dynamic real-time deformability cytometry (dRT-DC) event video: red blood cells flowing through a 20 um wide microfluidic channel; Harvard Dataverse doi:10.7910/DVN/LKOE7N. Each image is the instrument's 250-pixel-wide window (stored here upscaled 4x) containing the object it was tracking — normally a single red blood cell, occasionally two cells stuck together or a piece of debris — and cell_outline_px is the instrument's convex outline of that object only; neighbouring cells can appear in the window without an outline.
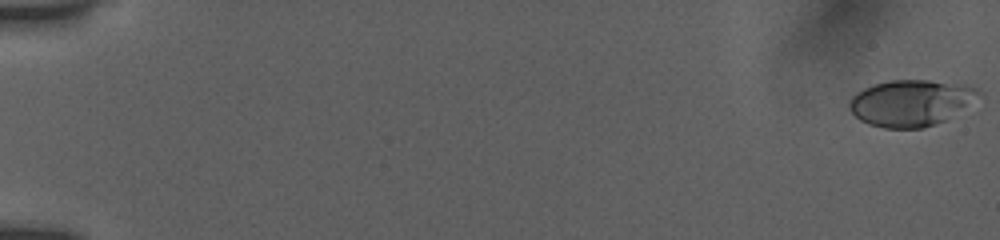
{"species": "human", "species_latin": "Homo sapiens", "temperature_condition": "room temperature", "stored_images_in_passage": 25, "camera_frame_rate_fps": 3000, "um_per_image_px": 0.085, "donor": {"sex": "female"}, "frame": {"image": 1, "passage_image": 1, "time_ms": 0.0, "image_size_px": [1000, 240], "cell_outline_px": [[984, 96], [944, 120], [936, 124], [924, 128], [884, 128], [868, 124], [860, 120], [848, 108], [848, 104], [852, 96], [856, 92], [864, 88], [876, 84], [892, 80], [928, 80], [960, 84], [976, 88]], "centroid_in_image_um": [77.43, 8.75], "position_along_channel_um": 7.6, "area_um2": 34.91}}
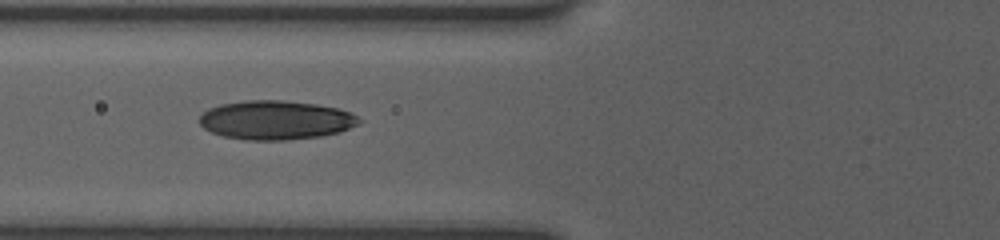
{"frame": {"image": 2, "passage_image": 15, "time_ms": 7.333, "image_size_px": [1000, 240], "cell_outline_px": [[360, 124], [340, 132], [320, 136], [288, 140], [244, 140], [224, 136], [212, 132], [204, 128], [200, 124], [200, 116], [208, 108], [220, 104], [248, 100], [284, 100], [316, 104], [336, 108], [348, 112], [356, 116], [360, 120]], "centroid_in_image_um": [23.43, 10.21], "position_along_channel_um": 102.4, "area_um2": 36.24}}
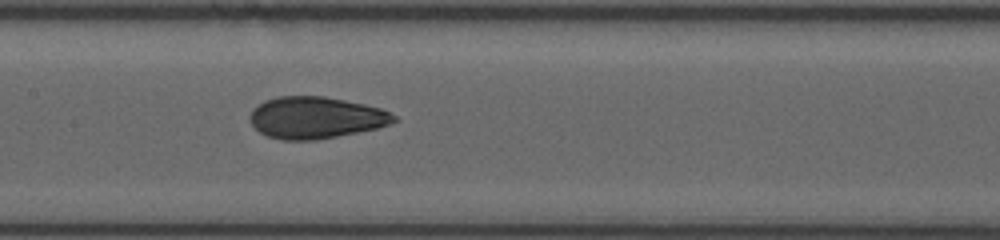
{"frame": {"image": 3, "passage_image": 24, "time_ms": 9.333, "image_size_px": [1000, 240], "cell_outline_px": [[400, 120], [376, 128], [316, 140], [280, 140], [268, 136], [260, 132], [252, 124], [248, 116], [252, 108], [264, 100], [276, 96], [324, 96], [364, 104], [380, 108], [396, 116]], "centroid_in_image_um": [26.8, 9.99], "position_along_channel_um": 180.6, "area_um2": 35.03}}